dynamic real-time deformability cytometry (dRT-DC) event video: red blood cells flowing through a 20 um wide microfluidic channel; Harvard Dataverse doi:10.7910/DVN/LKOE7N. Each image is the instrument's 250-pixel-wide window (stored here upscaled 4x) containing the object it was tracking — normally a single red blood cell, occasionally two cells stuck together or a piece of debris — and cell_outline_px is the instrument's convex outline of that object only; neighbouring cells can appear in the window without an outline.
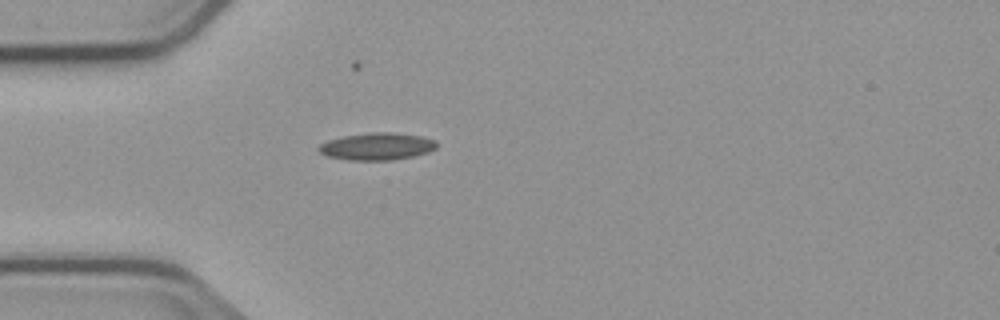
{"species": "common noctule bat (a hibernating species)", "species_latin": "Nyctalus noctula", "temperature_condition": "cold", "stored_images_in_passage": 3, "camera_frame_rate_fps": 3000, "um_per_image_px": 0.085, "animal": {"sex": "male", "body_mass_g": 23.1, "forearm_length_mm": 52.7}, "frame": {"image": 1, "passage_image": 3, "time_ms": 3.0, "image_size_px": [1000, 320], "cell_outline_px": [[436, 148], [428, 152], [412, 156], [392, 160], [348, 160], [328, 156], [320, 152], [316, 148], [320, 144], [328, 140], [344, 136], [368, 132], [392, 132], [420, 136], [436, 140]], "centroid_in_image_um": [32.03, 12.44], "position_along_channel_um": 53.0, "area_um2": 18.67}}